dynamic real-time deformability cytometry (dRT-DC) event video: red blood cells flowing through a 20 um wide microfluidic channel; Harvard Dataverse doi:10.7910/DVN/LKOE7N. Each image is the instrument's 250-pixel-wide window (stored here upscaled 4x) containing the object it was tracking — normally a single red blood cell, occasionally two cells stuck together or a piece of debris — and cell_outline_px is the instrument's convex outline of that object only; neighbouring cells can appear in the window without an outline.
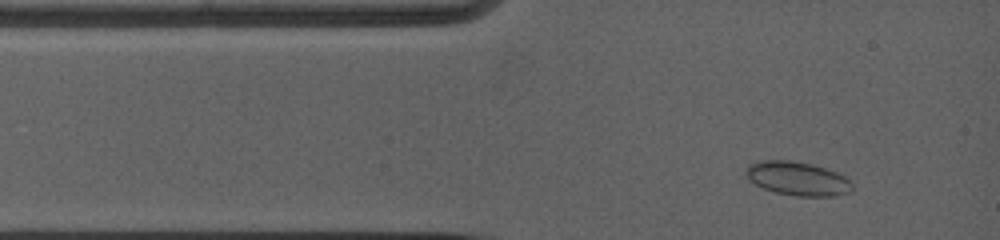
{"species": "common noctule bat (a hibernating species)", "species_latin": "Nyctalus noctula", "temperature_condition": "warm", "stored_images_in_passage": 10, "camera_frame_rate_fps": 5000, "um_per_image_px": 0.085, "animal": {"sex": "female", "body_mass_g": 19.0, "forearm_length_mm": 53.3}, "frame": {"image": 1, "passage_image": 2, "time_ms": 0.6, "image_size_px": [1000, 240], "cell_outline_px": [[852, 192], [836, 196], [796, 196], [776, 192], [764, 188], [748, 180], [744, 176], [744, 172], [748, 164], [760, 160], [792, 160], [812, 164], [836, 172], [844, 176], [852, 184]], "centroid_in_image_um": [67.76, 15.17], "position_along_channel_um": 17.2, "area_um2": 21.1}}
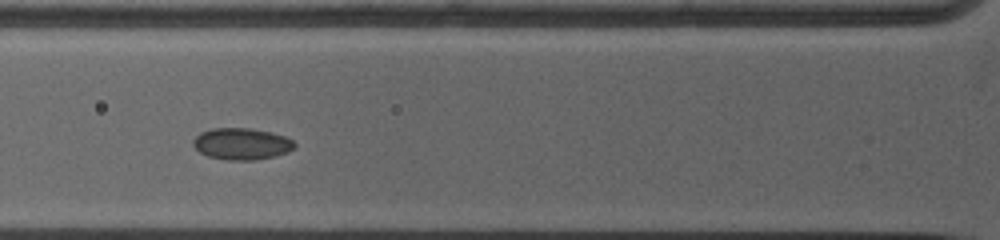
{"frame": {"image": 2, "passage_image": 7, "time_ms": 3.6, "image_size_px": [1000, 240], "cell_outline_px": [[296, 148], [288, 152], [256, 160], [228, 160], [208, 156], [200, 152], [192, 144], [192, 140], [200, 132], [212, 128], [252, 128], [272, 132], [284, 136], [292, 140], [296, 144]], "centroid_in_image_um": [20.54, 12.22], "position_along_channel_um": 105.3, "area_um2": 18.79}}
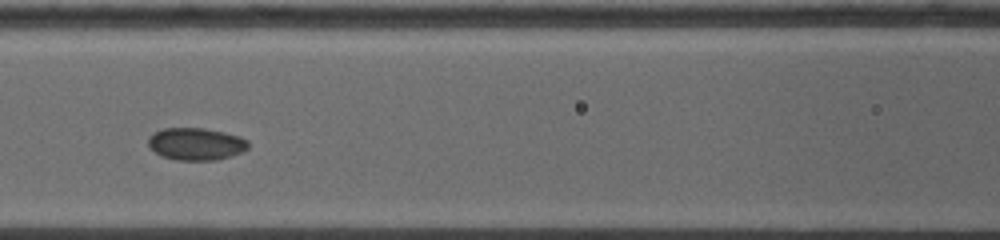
{"frame": {"image": 3, "passage_image": 9, "time_ms": 4.8, "image_size_px": [1000, 240], "cell_outline_px": [[248, 148], [240, 152], [216, 160], [176, 160], [164, 156], [156, 152], [148, 144], [148, 136], [152, 132], [164, 128], [204, 128], [224, 132], [240, 136], [248, 140]], "centroid_in_image_um": [16.65, 12.22], "position_along_channel_um": 150.0, "area_um2": 18.73}}